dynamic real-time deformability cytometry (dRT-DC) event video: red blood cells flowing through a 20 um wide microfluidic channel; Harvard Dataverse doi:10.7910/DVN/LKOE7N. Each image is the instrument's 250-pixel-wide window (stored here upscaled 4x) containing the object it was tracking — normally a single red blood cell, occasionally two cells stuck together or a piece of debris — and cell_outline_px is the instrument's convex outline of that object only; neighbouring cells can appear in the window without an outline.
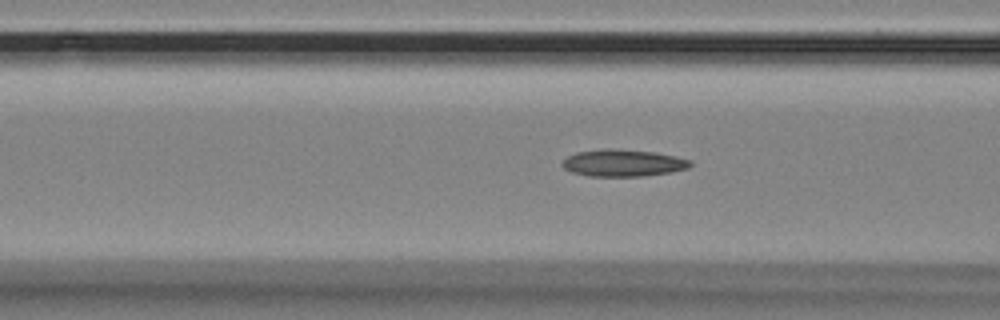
{"species": "Egyptian fruit bat (a non-hibernating species)", "species_latin": "Rousettus aegyptiacus", "temperature_condition": "room temperature", "stored_images_in_passage": 49, "segment_of_instrument_passage": [1, 2], "camera_frame_rate_fps": 3000, "um_per_image_px": 0.085, "animal": {"sex": "female"}, "frame": {"image": 1, "passage_image": 13, "time_ms": 4.0, "image_size_px": [1000, 320], "cell_outline_px": [[692, 164], [688, 168], [672, 172], [644, 176], [588, 176], [572, 172], [564, 168], [560, 164], [568, 156], [576, 152], [604, 148], [608, 148], [656, 152], [676, 156], [692, 160]], "centroid_in_image_um": [52.98, 13.85], "position_along_channel_um": 113.6, "area_um2": 20.29}}
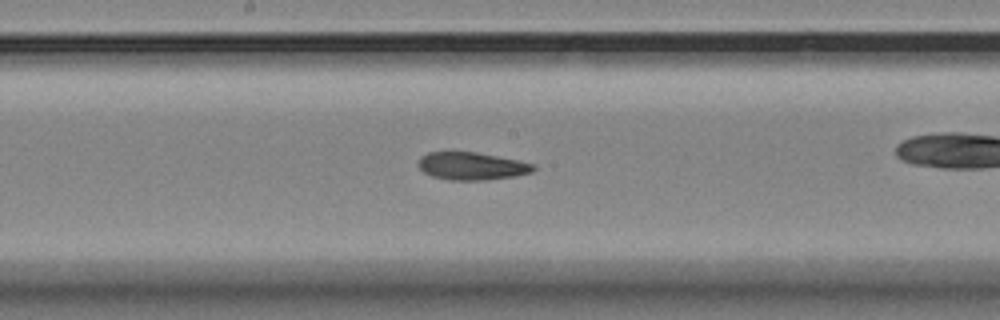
{"frame": {"image": 2, "passage_image": 21, "time_ms": 6.667, "image_size_px": [1000, 320], "cell_outline_px": [[536, 168], [532, 172], [516, 176], [484, 180], [448, 180], [432, 176], [424, 172], [416, 164], [420, 156], [428, 152], [452, 148], [476, 152], [536, 164]], "centroid_in_image_um": [40.02, 14.07], "position_along_channel_um": 208.2, "area_um2": 19.31}}
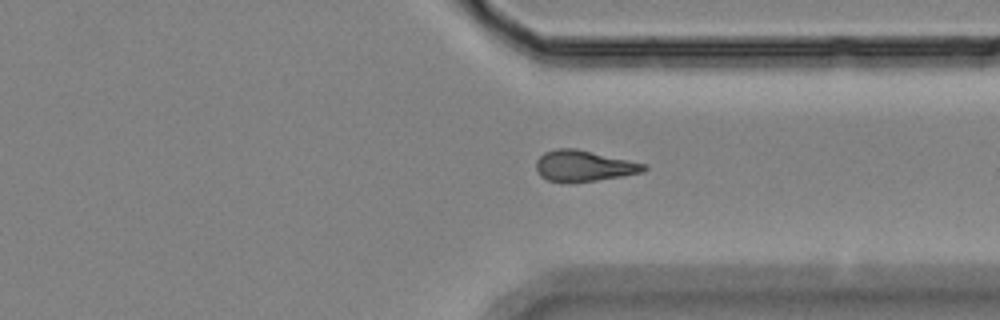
{"frame": {"image": 3, "passage_image": 34, "time_ms": 11.0, "image_size_px": [1000, 320], "cell_outline_px": [[648, 168], [644, 172], [596, 180], [548, 180], [540, 176], [536, 172], [536, 160], [544, 152], [556, 148], [576, 148], [628, 160], [644, 164]], "centroid_in_image_um": [49.6, 14.06], "position_along_channel_um": 361.8, "area_um2": 18.9}}